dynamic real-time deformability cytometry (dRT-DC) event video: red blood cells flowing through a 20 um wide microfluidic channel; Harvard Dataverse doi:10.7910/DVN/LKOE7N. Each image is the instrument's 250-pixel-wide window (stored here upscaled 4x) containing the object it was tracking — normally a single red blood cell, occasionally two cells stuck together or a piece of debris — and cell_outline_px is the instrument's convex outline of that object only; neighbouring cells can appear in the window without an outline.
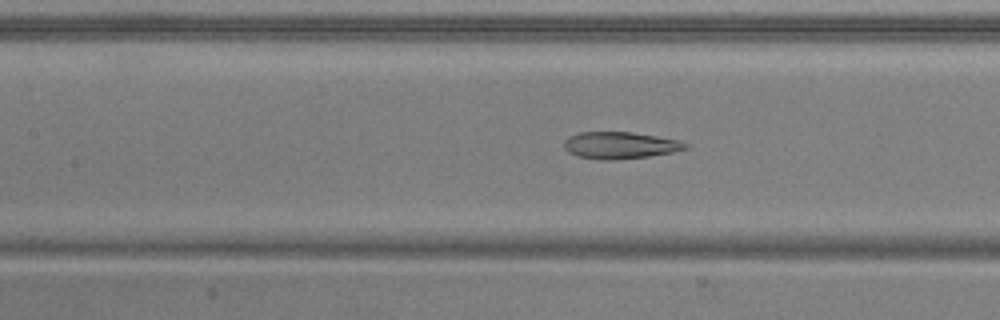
{"species": "common noctule bat (a hibernating species)", "species_latin": "Nyctalus noctula", "temperature_condition": "warm", "stored_images_in_passage": 40, "camera_frame_rate_fps": 3000, "um_per_image_px": 0.085, "animal": {"sex": "male", "body_mass_g": 20.5, "forearm_length_mm": 52.5}, "frame": {"image": 1, "passage_image": 22, "time_ms": 7.0, "image_size_px": [1000, 320], "cell_outline_px": [[688, 148], [672, 152], [648, 156], [612, 160], [604, 160], [576, 156], [568, 152], [564, 148], [564, 140], [568, 136], [580, 132], [632, 132], [656, 136], [676, 140], [688, 144]], "centroid_in_image_um": [52.65, 12.35], "position_along_channel_um": 154.8, "area_um2": 18.9}}
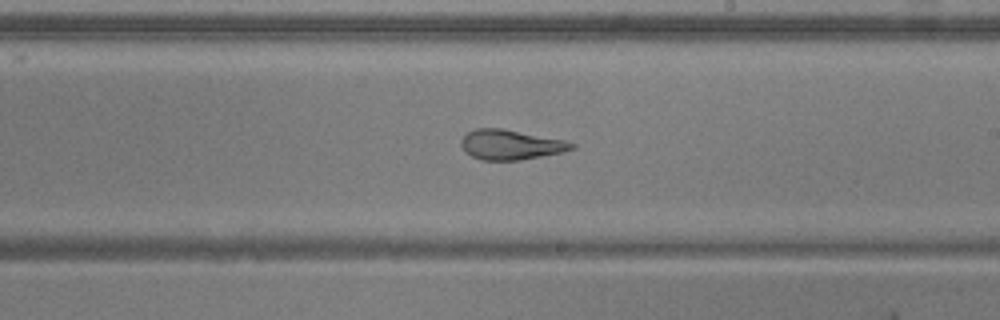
{"frame": {"image": 2, "passage_image": 29, "time_ms": 9.333, "image_size_px": [1000, 320], "cell_outline_px": [[576, 148], [560, 152], [520, 160], [480, 160], [464, 152], [460, 144], [460, 140], [468, 132], [476, 128], [500, 128], [564, 140], [576, 144]], "centroid_in_image_um": [43.36, 12.3], "position_along_channel_um": 245.6, "area_um2": 19.13}}
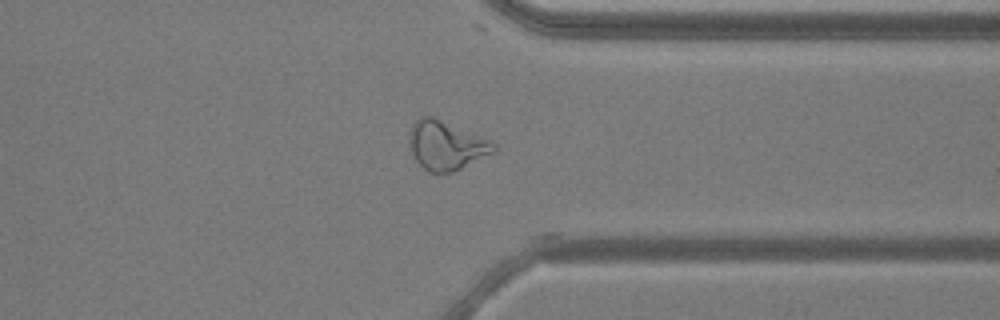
{"frame": {"image": 3, "passage_image": 39, "time_ms": 12.667, "image_size_px": [1000, 320], "cell_outline_px": [[496, 148], [492, 152], [452, 172], [428, 172], [416, 160], [408, 148], [408, 132], [412, 124], [420, 116], [432, 116], [492, 140], [496, 144]], "centroid_in_image_um": [37.86, 12.33], "position_along_channel_um": 373.5, "area_um2": 23.99}, "authors_computed_cell_mechanics": {"area_um2": 19.8543, "velocity_mm_per_s": 3.9076, "shape_relaxation_time_tau1_ms": null, "shape_relaxation_time_tau2_ms": 2.0548, "deformation_change_tau1": null, "deformation_change_tau2": 0.1086}}